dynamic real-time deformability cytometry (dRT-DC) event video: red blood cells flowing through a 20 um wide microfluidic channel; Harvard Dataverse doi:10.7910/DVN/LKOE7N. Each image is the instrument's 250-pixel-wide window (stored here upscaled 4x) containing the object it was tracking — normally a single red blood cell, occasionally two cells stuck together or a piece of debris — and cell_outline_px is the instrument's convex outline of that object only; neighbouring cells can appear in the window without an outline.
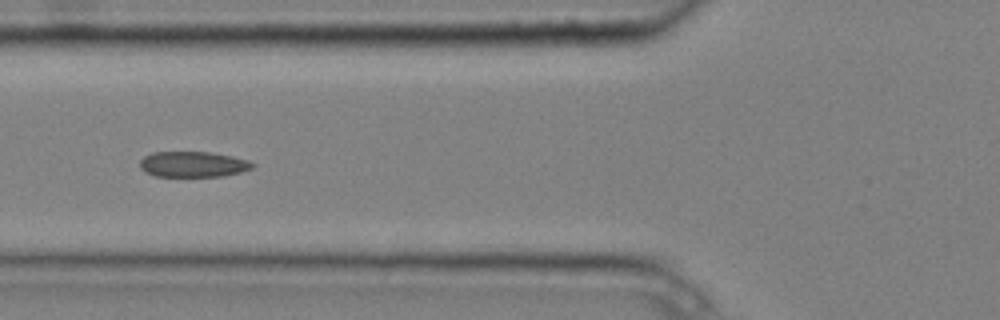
{"species": "common noctule bat (a hibernating species)", "species_latin": "Nyctalus noctula", "temperature_condition": "cold", "stored_images_in_passage": 8, "camera_frame_rate_fps": 3000, "um_per_image_px": 0.085, "animal": {"sex": "male", "body_mass_g": 20.4}, "frame": {"image": 1, "passage_image": 6, "time_ms": 1.667, "image_size_px": [1000, 320], "cell_outline_px": [[256, 164], [252, 168], [240, 172], [224, 176], [156, 176], [140, 168], [140, 160], [144, 156], [152, 152], [212, 152], [232, 156], [248, 160]], "centroid_in_image_um": [16.43, 13.95], "position_along_channel_um": 109.4, "area_um2": 16.76}}
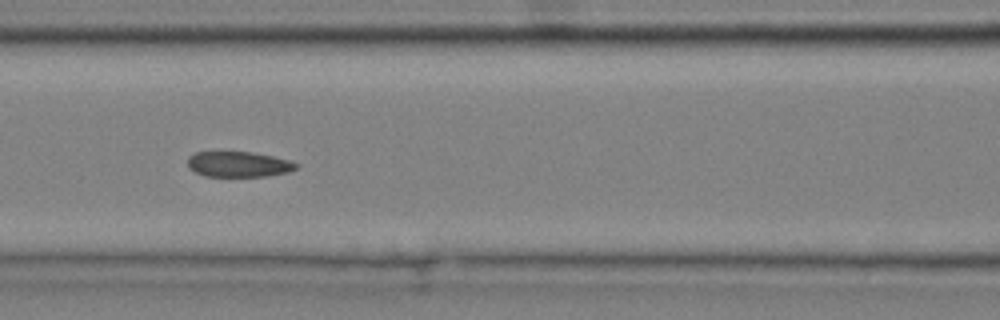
{"frame": {"image": 2, "passage_image": 7, "time_ms": 2.0, "image_size_px": [1000, 320], "cell_outline_px": [[300, 164], [296, 168], [288, 172], [268, 176], [204, 176], [188, 168], [188, 156], [196, 152], [252, 152], [272, 156], [288, 160]], "centroid_in_image_um": [20.27, 13.96], "position_along_channel_um": 146.3, "area_um2": 16.07}}
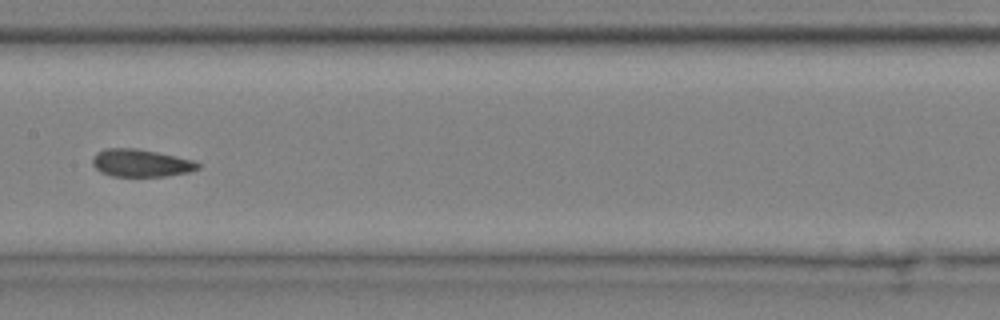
{"frame": {"image": 3, "passage_image": 8, "time_ms": 2.333, "image_size_px": [1000, 320], "cell_outline_px": [[200, 168], [188, 172], [164, 176], [112, 176], [100, 172], [92, 164], [92, 160], [96, 152], [104, 148], [136, 148], [196, 160], [200, 164]], "centroid_in_image_um": [11.97, 13.85], "position_along_channel_um": 195.4, "area_um2": 16.99}}